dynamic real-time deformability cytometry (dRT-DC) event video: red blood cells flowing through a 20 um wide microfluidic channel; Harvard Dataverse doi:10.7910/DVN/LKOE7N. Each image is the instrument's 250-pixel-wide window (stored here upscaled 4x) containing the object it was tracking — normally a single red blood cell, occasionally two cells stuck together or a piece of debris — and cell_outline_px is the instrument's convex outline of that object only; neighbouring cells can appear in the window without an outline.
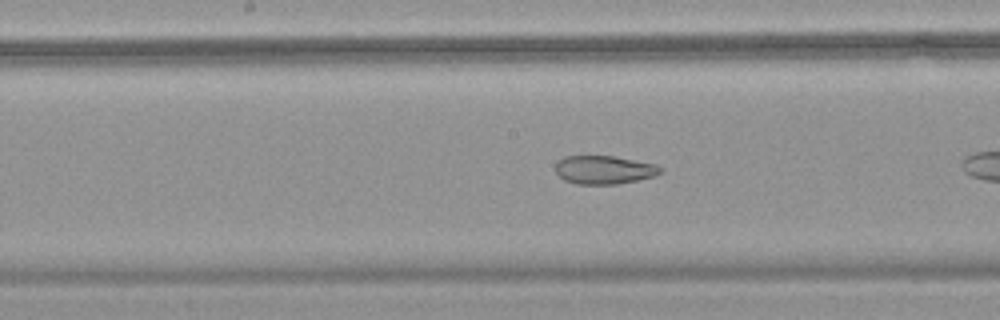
{"species": "common noctule bat (a hibernating species)", "species_latin": "Nyctalus noctula", "temperature_condition": "warm", "stored_images_in_passage": 23, "camera_frame_rate_fps": 3000, "um_per_image_px": 0.085, "animal": {"sex": "female", "body_mass_g": 18.4}, "frame": {"image": 1, "passage_image": 10, "time_ms": 3.0, "image_size_px": [1000, 320], "cell_outline_px": [[664, 168], [656, 176], [616, 184], [576, 184], [564, 180], [556, 172], [556, 164], [564, 156], [612, 156], [656, 164]], "centroid_in_image_um": [51.36, 14.44], "position_along_channel_um": 196.8, "area_um2": 17.28}}